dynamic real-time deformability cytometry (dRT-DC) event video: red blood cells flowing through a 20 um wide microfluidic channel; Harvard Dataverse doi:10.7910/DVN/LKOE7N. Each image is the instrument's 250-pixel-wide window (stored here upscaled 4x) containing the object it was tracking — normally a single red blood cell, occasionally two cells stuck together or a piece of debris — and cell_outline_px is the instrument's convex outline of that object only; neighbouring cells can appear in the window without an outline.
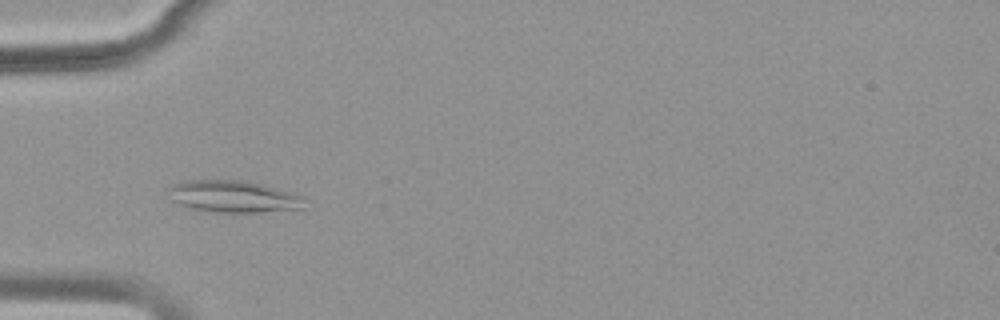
{"species": "common noctule bat (a hibernating species)", "species_latin": "Nyctalus noctula", "temperature_condition": "warm", "stored_images_in_passage": 52, "camera_frame_rate_fps": 3000, "um_per_image_px": 0.085, "animal": {"sex": "female", "body_mass_g": 18.4}, "frame": {"image": 1, "passage_image": 17, "time_ms": 5.333, "image_size_px": [1000, 320], "cell_outline_px": [[304, 208], [260, 212], [212, 212], [188, 208], [176, 204], [168, 200], [168, 188], [184, 180], [244, 180], [292, 192], [304, 196]], "centroid_in_image_um": [19.78, 16.71], "position_along_channel_um": 65.2, "area_um2": 25.61}}
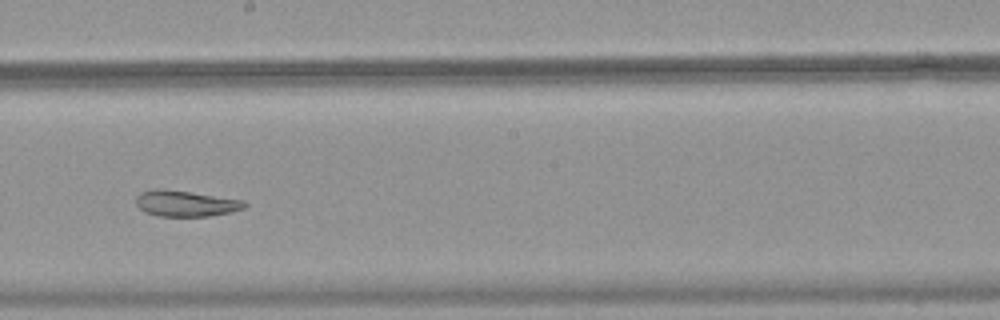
{"frame": {"image": 2, "passage_image": 30, "time_ms": 9.667, "image_size_px": [1000, 320], "cell_outline_px": [[248, 204], [244, 208], [232, 212], [208, 216], [156, 216], [144, 212], [136, 204], [136, 196], [140, 192], [156, 188], [160, 188], [192, 192], [244, 200]], "centroid_in_image_um": [15.77, 17.29], "position_along_channel_um": 232.4, "area_um2": 16.59}}
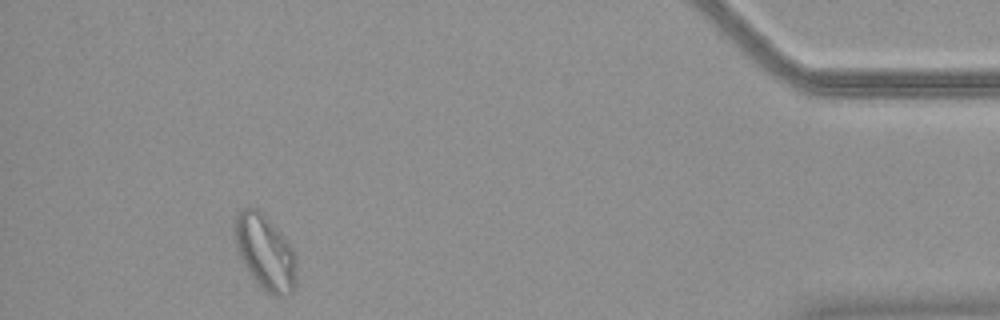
{"frame": {"image": 3, "passage_image": 48, "time_ms": 15.667, "image_size_px": [1000, 320], "cell_outline_px": [[296, 288], [288, 296], [276, 296], [268, 292], [256, 280], [244, 264], [236, 248], [232, 232], [232, 228], [236, 216], [244, 208], [256, 208], [280, 232], [292, 248], [296, 256]], "centroid_in_image_um": [22.54, 21.45], "position_along_channel_um": 412.7, "area_um2": 26.7}}